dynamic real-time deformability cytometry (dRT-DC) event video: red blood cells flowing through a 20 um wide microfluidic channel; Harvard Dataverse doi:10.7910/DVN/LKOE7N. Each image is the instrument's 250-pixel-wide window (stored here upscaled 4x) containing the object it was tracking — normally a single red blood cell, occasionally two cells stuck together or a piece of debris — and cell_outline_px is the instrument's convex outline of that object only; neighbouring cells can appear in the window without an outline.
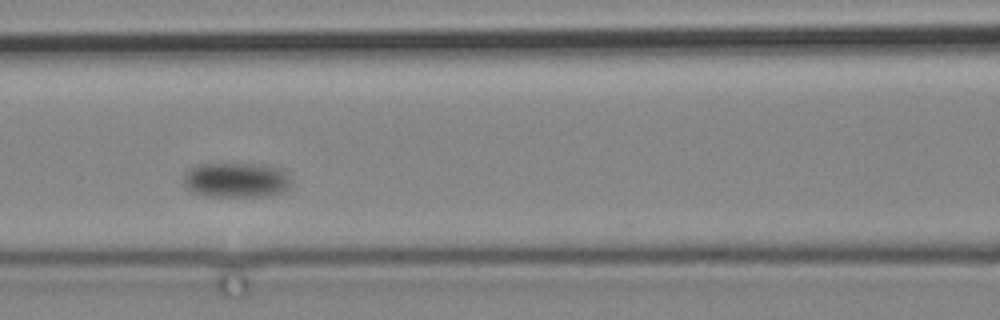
{"species": "common noctule bat (a hibernating species)", "species_latin": "Nyctalus noctula", "temperature_condition": "cold", "stored_images_in_passage": 9, "camera_frame_rate_fps": 3000, "um_per_image_px": 0.085, "animal": {"sex": "male", "body_mass_g": 19.2, "forearm_length_mm": 51.8}, "frame": {"image": 1, "passage_image": 8, "time_ms": 9.333, "image_size_px": [1000, 320], "cell_outline_px": [[288, 188], [284, 192], [272, 196], [204, 196], [192, 192], [184, 184], [184, 176], [192, 168], [204, 164], [252, 164], [284, 168], [288, 176]], "centroid_in_image_um": [20.11, 15.32], "position_along_channel_um": 146.5, "area_um2": 21.73}}
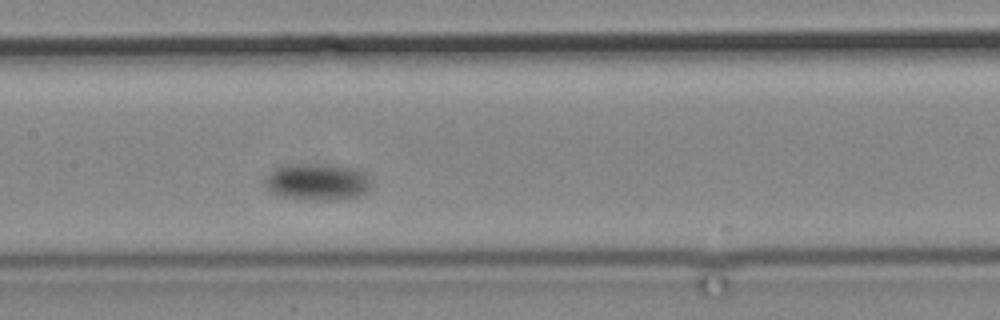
{"frame": {"image": 2, "passage_image": 9, "time_ms": 10.667, "image_size_px": [1000, 320], "cell_outline_px": [[372, 184], [368, 192], [356, 196], [332, 200], [316, 200], [280, 196], [272, 192], [264, 184], [264, 176], [272, 168], [292, 164], [304, 164], [352, 168], [364, 172], [368, 176]], "centroid_in_image_um": [26.93, 15.47], "position_along_channel_um": 180.5, "area_um2": 22.6}}